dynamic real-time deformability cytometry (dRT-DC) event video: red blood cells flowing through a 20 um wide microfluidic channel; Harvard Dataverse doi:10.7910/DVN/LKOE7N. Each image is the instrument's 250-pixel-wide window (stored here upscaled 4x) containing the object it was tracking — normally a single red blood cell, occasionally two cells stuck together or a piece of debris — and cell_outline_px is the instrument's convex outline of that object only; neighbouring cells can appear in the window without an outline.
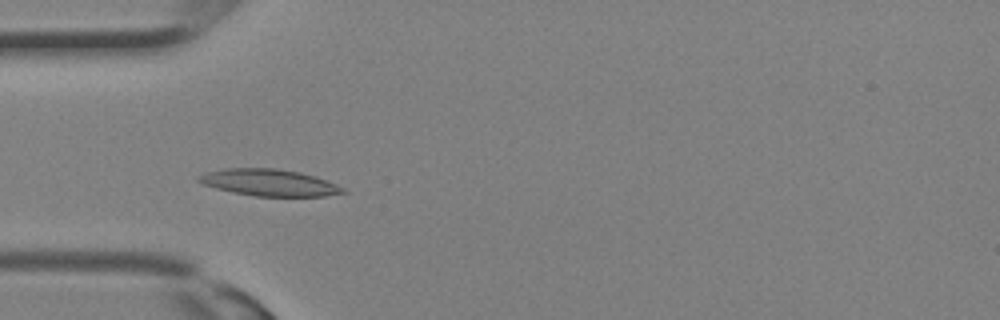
{"species": "Egyptian fruit bat (a non-hibernating species)", "species_latin": "Rousettus aegyptiacus", "temperature_condition": "room temperature", "stored_images_in_passage": 31, "camera_frame_rate_fps": 3000, "um_per_image_px": 0.085, "animal": {"sex": "female"}, "frame": {"image": 1, "passage_image": 9, "time_ms": 2.667, "image_size_px": [1000, 320], "cell_outline_px": [[348, 192], [324, 196], [256, 196], [232, 192], [216, 188], [204, 184], [196, 180], [196, 176], [204, 172], [224, 168], [276, 168], [300, 172], [336, 184], [344, 188]], "centroid_in_image_um": [22.83, 15.51], "position_along_channel_um": 62.2, "area_um2": 22.43}}
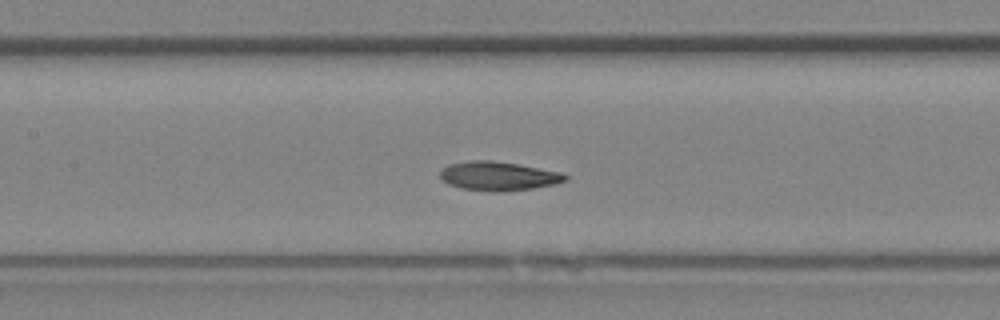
{"frame": {"image": 2, "passage_image": 14, "time_ms": 4.333, "image_size_px": [1000, 320], "cell_outline_px": [[568, 180], [556, 184], [532, 188], [496, 192], [460, 188], [448, 184], [440, 176], [440, 172], [448, 164], [472, 160], [492, 160], [516, 164], [560, 172], [568, 176]], "centroid_in_image_um": [42.36, 14.96], "position_along_channel_um": 165.0, "area_um2": 20.92}}
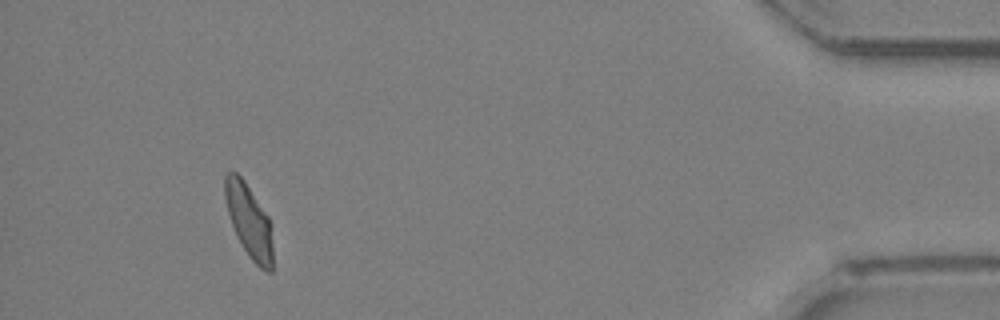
{"frame": {"image": 3, "passage_image": 29, "time_ms": 9.333, "image_size_px": [1000, 320], "cell_outline_px": [[272, 272], [268, 272], [260, 268], [252, 260], [236, 236], [228, 212], [224, 196], [224, 176], [228, 172], [236, 172], [244, 180], [268, 216], [272, 224]], "centroid_in_image_um": [21.17, 18.77], "position_along_channel_um": 414.0, "area_um2": 20.4}}